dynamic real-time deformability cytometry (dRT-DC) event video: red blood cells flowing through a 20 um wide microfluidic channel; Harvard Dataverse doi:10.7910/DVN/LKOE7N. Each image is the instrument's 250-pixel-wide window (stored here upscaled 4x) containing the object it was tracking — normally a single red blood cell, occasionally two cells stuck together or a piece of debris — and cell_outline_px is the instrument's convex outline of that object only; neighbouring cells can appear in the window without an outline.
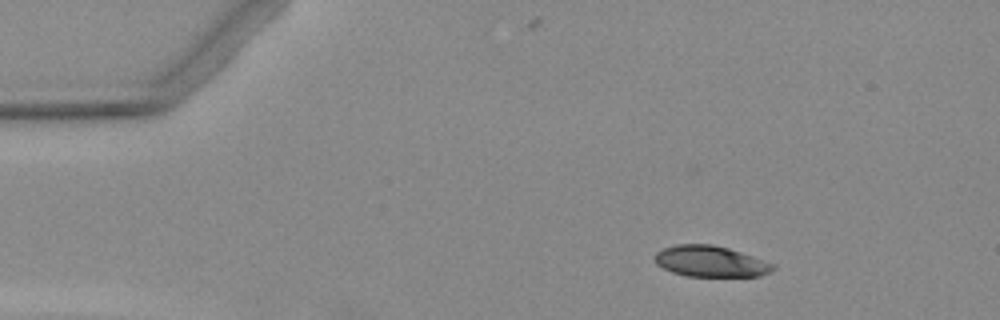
{"species": "Egyptian fruit bat (a non-hibernating species)", "species_latin": "Rousettus aegyptiacus", "temperature_condition": "warm", "stored_images_in_passage": 4, "camera_frame_rate_fps": 3000, "um_per_image_px": 0.085, "animal": {"sex": "female"}, "frame": {"image": 1, "passage_image": 2, "time_ms": 1.333, "image_size_px": [1000, 320], "cell_outline_px": [[776, 268], [760, 276], [688, 276], [672, 272], [656, 264], [652, 256], [656, 252], [664, 248], [676, 244], [712, 244], [728, 248], [776, 264]], "centroid_in_image_um": [60.37, 22.21], "position_along_channel_um": 24.6, "area_um2": 21.39}}